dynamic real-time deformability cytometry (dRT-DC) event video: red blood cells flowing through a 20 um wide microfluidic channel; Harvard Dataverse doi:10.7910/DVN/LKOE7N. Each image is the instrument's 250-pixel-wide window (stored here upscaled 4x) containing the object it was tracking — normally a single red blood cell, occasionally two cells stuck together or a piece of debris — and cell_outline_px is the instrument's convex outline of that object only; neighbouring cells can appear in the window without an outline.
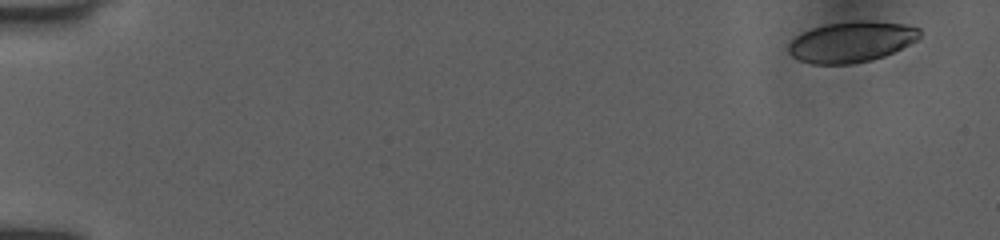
{"species": "human", "species_latin": "Homo sapiens", "temperature_condition": "room temperature", "stored_images_in_passage": 55, "camera_frame_rate_fps": 3000, "um_per_image_px": 0.085, "donor": {"sex": "female"}, "frame": {"image": 1, "passage_image": 1, "time_ms": 0.0, "image_size_px": [1000, 240], "cell_outline_px": [[920, 40], [884, 56], [872, 60], [852, 64], [812, 64], [800, 60], [792, 56], [788, 52], [788, 44], [796, 36], [812, 28], [828, 24], [852, 20], [872, 20], [904, 24], [920, 28]], "centroid_in_image_um": [72.41, 3.55], "position_along_channel_um": 12.6, "area_um2": 31.44}}
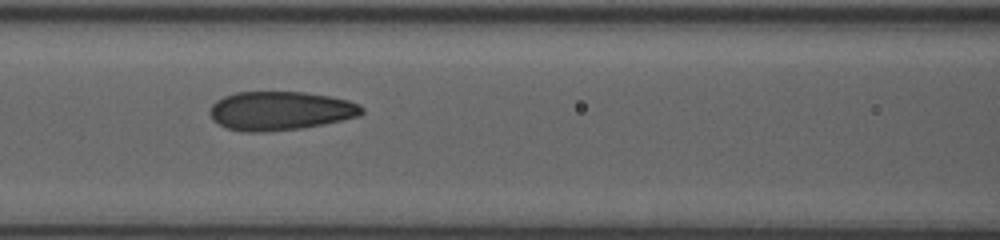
{"frame": {"image": 2, "passage_image": 32, "time_ms": 7.333, "image_size_px": [1000, 240], "cell_outline_px": [[364, 112], [356, 116], [340, 120], [300, 128], [264, 132], [244, 132], [228, 128], [212, 120], [208, 112], [212, 104], [216, 100], [224, 96], [236, 92], [304, 92], [332, 96], [348, 100], [360, 104], [364, 108]], "centroid_in_image_um": [23.79, 9.41], "position_along_channel_um": 142.8, "area_um2": 34.33}}
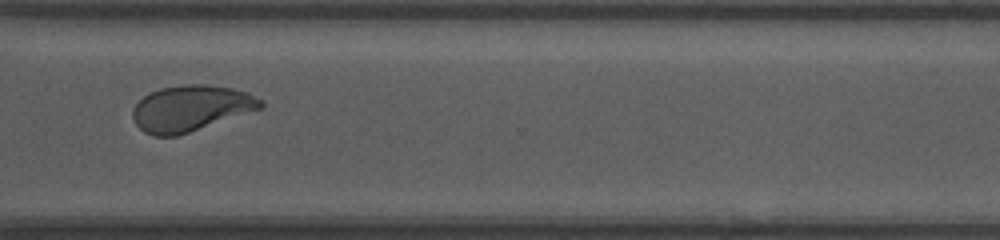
{"frame": {"image": 3, "passage_image": 54, "time_ms": 12.667, "image_size_px": [1000, 240], "cell_outline_px": [[264, 104], [260, 108], [176, 136], [152, 136], [144, 132], [136, 124], [132, 116], [132, 112], [136, 104], [144, 96], [160, 88], [184, 84], [208, 84], [232, 88], [248, 92], [260, 100]], "centroid_in_image_um": [16.17, 9.19], "position_along_channel_um": 354.4, "area_um2": 33.7}}